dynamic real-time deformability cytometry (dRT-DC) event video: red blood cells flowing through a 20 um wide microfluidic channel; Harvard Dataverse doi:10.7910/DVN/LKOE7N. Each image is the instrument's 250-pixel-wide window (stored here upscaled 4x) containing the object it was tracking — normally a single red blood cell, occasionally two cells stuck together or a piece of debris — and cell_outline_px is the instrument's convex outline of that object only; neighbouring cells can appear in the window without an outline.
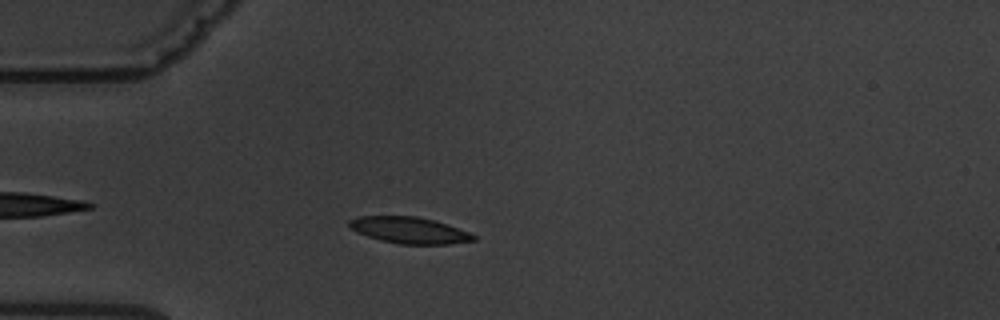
{"species": "common noctule bat (a hibernating species)", "species_latin": "Nyctalus noctula", "temperature_condition": "warm", "stored_images_in_passage": 5, "camera_frame_rate_fps": 3000, "um_per_image_px": 0.085, "animal": {"sex": "male", "body_mass_g": 19.5, "forearm_length_mm": 54.6}, "frame": {"image": 1, "passage_image": 4, "time_ms": 3.667, "image_size_px": [1000, 320], "cell_outline_px": [[476, 240], [448, 244], [400, 244], [380, 240], [368, 236], [348, 228], [348, 220], [356, 216], [416, 216], [432, 220], [468, 232], [476, 236]], "centroid_in_image_um": [34.72, 19.57], "position_along_channel_um": 50.3, "area_um2": 18.96}}